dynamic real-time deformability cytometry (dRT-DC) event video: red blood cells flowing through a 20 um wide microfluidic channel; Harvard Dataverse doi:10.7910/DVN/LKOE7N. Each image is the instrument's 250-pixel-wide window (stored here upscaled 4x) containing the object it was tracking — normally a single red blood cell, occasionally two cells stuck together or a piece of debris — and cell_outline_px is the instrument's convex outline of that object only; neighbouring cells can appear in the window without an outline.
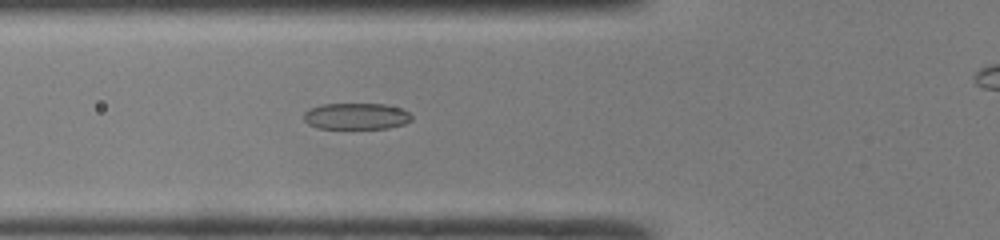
{"species": "common noctule bat (a hibernating species)", "species_latin": "Nyctalus noctula", "temperature_condition": "room temperature", "stored_images_in_passage": 32, "camera_frame_rate_fps": 3000, "um_per_image_px": 0.085, "animal": {"sex": "male", "body_mass_g": 19.0, "forearm_length_mm": 50.8}, "frame": {"image": 1, "passage_image": 7, "time_ms": 2.0, "image_size_px": [1000, 240], "cell_outline_px": [[412, 120], [404, 124], [388, 128], [316, 128], [308, 124], [304, 120], [304, 112], [308, 108], [324, 104], [384, 104], [400, 108], [408, 112], [412, 116]], "centroid_in_image_um": [30.26, 9.88], "position_along_channel_um": 95.5, "area_um2": 16.59}}
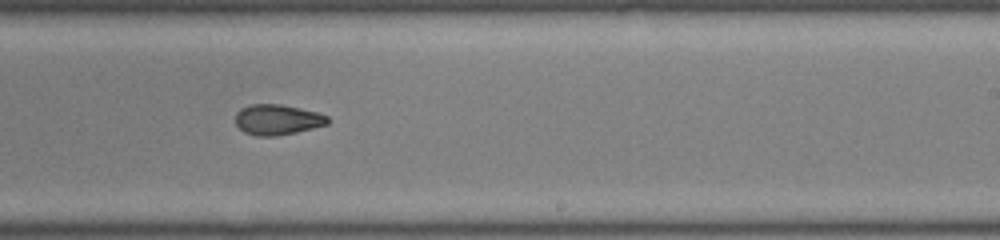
{"frame": {"image": 2, "passage_image": 19, "time_ms": 6.0, "image_size_px": [1000, 240], "cell_outline_px": [[328, 124], [296, 132], [276, 136], [256, 136], [244, 132], [236, 124], [236, 112], [240, 108], [252, 104], [280, 104], [300, 108], [316, 112], [328, 116]], "centroid_in_image_um": [23.55, 10.17], "position_along_channel_um": 265.4, "area_um2": 16.3}}
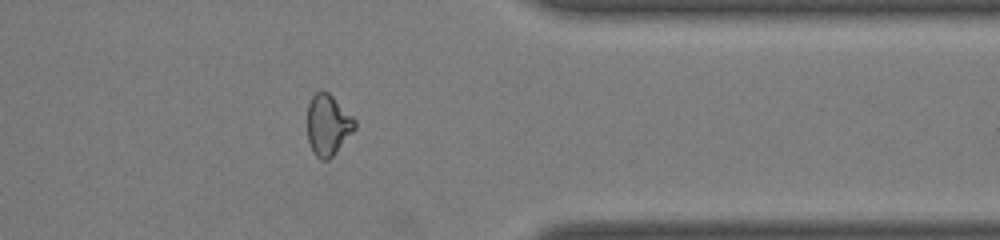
{"frame": {"image": 3, "passage_image": 28, "time_ms": 9.0, "image_size_px": [1000, 240], "cell_outline_px": [[356, 128], [336, 152], [328, 160], [320, 160], [312, 152], [308, 140], [308, 104], [312, 96], [316, 92], [328, 92], [356, 120]], "centroid_in_image_um": [27.87, 10.65], "position_along_channel_um": 383.5, "area_um2": 16.7}}